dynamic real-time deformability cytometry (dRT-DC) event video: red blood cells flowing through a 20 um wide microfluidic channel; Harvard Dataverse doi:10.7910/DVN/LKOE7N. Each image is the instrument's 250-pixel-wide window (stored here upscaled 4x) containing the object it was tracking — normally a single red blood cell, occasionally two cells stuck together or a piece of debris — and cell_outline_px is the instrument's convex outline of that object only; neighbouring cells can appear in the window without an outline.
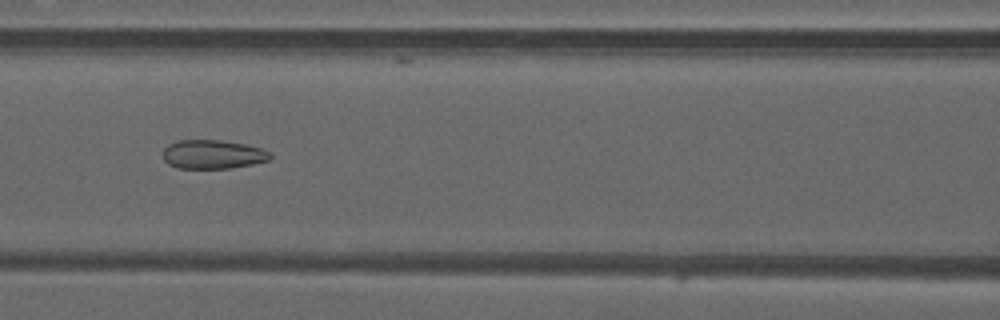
{"species": "common noctule bat (a hibernating species)", "species_latin": "Nyctalus noctula", "temperature_condition": "warm", "stored_images_in_passage": 48, "camera_frame_rate_fps": 3000, "um_per_image_px": 0.085, "animal": {"sex": "male", "forearm_length_mm": 52.5}, "frame": {"image": 1, "passage_image": 21, "time_ms": 6.667, "image_size_px": [1000, 320], "cell_outline_px": [[272, 156], [268, 160], [252, 164], [232, 168], [176, 168], [168, 164], [164, 160], [164, 148], [168, 144], [176, 140], [220, 140], [244, 144], [260, 148], [268, 152]], "centroid_in_image_um": [18.05, 13.12], "position_along_channel_um": 148.6, "area_um2": 17.98}}
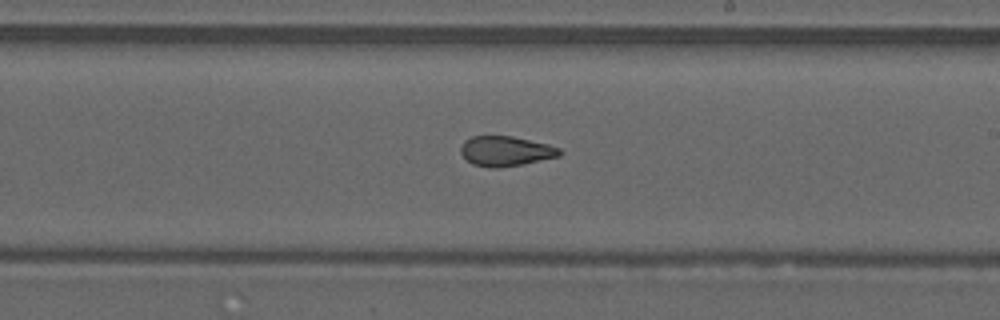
{"frame": {"image": 2, "passage_image": 28, "time_ms": 9.0, "image_size_px": [1000, 320], "cell_outline_px": [[564, 152], [560, 156], [524, 164], [496, 168], [492, 168], [472, 164], [460, 152], [460, 148], [464, 140], [472, 136], [512, 136], [548, 144], [560, 148]], "centroid_in_image_um": [43.01, 12.84], "position_along_channel_um": 246.0, "area_um2": 17.34}}
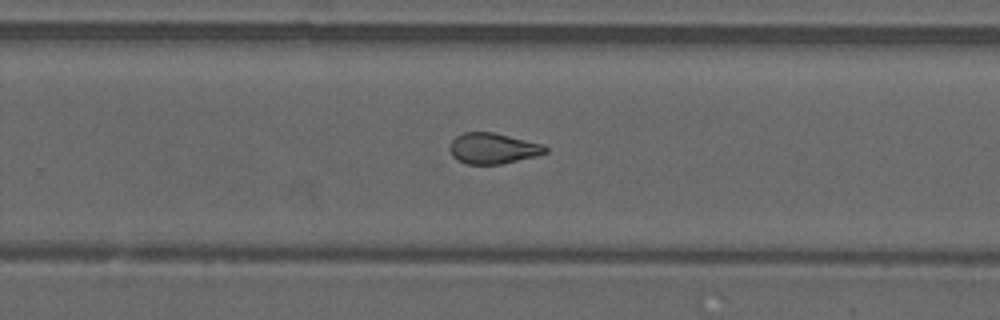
{"frame": {"image": 3, "passage_image": 31, "time_ms": 10.0, "image_size_px": [1000, 320], "cell_outline_px": [[548, 152], [536, 156], [500, 164], [468, 164], [456, 160], [452, 156], [448, 148], [452, 140], [456, 136], [464, 132], [492, 132], [544, 144], [548, 148]], "centroid_in_image_um": [41.89, 12.61], "position_along_channel_um": 287.9, "area_um2": 17.22}, "authors_computed_cell_mechanics": {"area_um2": 18.785, "velocity_mm_per_s": 4.2016, "shape_relaxation_time_tau1_ms": null, "shape_relaxation_time_tau2_ms": 1.2372, "deformation_change_tau1": null, "deformation_change_tau2": 0.0842}}